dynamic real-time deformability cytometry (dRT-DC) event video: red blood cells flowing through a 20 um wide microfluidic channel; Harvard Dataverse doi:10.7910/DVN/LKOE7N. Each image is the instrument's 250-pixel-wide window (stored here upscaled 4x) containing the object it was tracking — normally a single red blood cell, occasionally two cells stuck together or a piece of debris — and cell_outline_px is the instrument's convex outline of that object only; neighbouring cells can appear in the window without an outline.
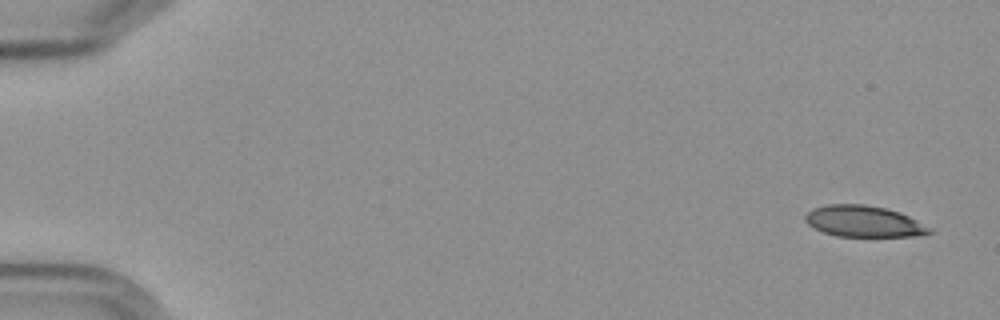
{"species": "Egyptian fruit bat (a non-hibernating species)", "species_latin": "Rousettus aegyptiacus", "temperature_condition": "cold", "stored_images_in_passage": 8, "camera_frame_rate_fps": 3000, "um_per_image_px": 0.085, "frame": {"image": 1, "passage_image": 1, "time_ms": 0.0, "image_size_px": [1000, 320], "cell_outline_px": [[932, 232], [912, 236], [836, 236], [824, 232], [808, 224], [804, 220], [804, 216], [812, 208], [828, 204], [864, 204], [884, 208], [900, 212], [916, 220], [928, 228]], "centroid_in_image_um": [73.35, 18.8], "position_along_channel_um": 11.7, "area_um2": 22.25}}
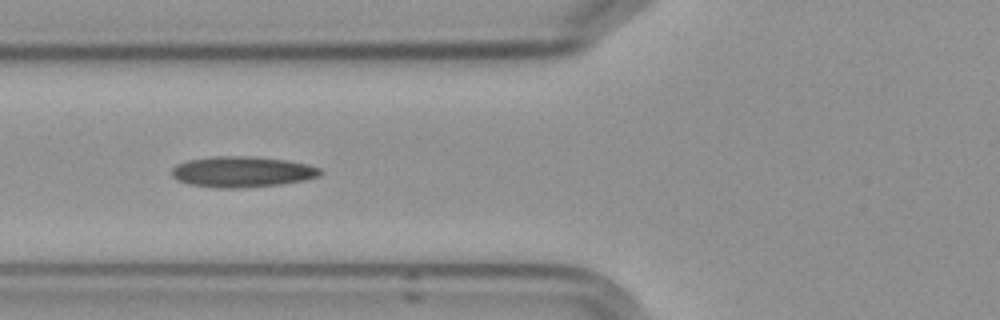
{"frame": {"image": 2, "passage_image": 7, "time_ms": 6.667, "image_size_px": [1000, 320], "cell_outline_px": [[324, 172], [320, 176], [304, 180], [280, 184], [236, 188], [216, 188], [188, 184], [172, 176], [172, 168], [176, 164], [188, 160], [212, 156], [248, 156], [288, 160], [308, 164], [320, 168]], "centroid_in_image_um": [20.6, 14.59], "position_along_channel_um": 105.2, "area_um2": 26.7}}
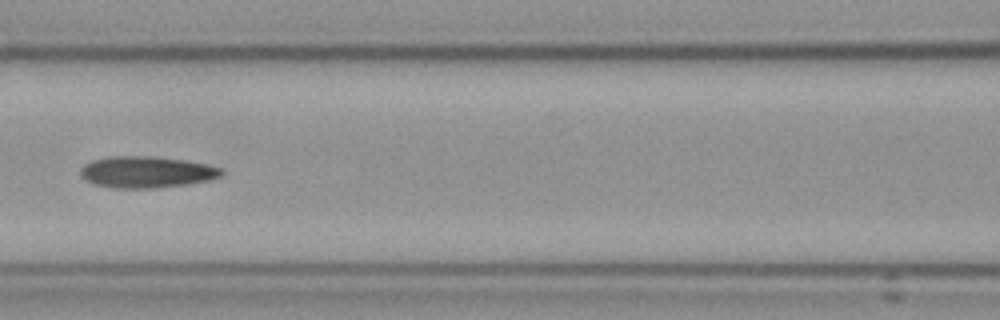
{"frame": {"image": 3, "passage_image": 8, "time_ms": 8.0, "image_size_px": [1000, 320], "cell_outline_px": [[224, 172], [220, 176], [208, 180], [188, 184], [152, 188], [112, 188], [96, 184], [84, 180], [80, 172], [80, 168], [84, 164], [92, 160], [108, 156], [148, 156], [184, 160], [204, 164], [220, 168]], "centroid_in_image_um": [12.4, 14.62], "position_along_channel_um": 154.2, "area_um2": 25.72}}